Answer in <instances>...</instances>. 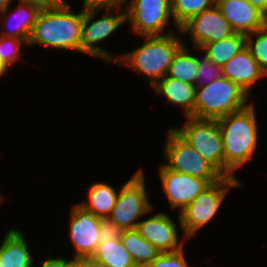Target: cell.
I'll use <instances>...</instances> for the list:
<instances>
[{
    "instance_id": "6da1fadb",
    "label": "cell",
    "mask_w": 267,
    "mask_h": 267,
    "mask_svg": "<svg viewBox=\"0 0 267 267\" xmlns=\"http://www.w3.org/2000/svg\"><path fill=\"white\" fill-rule=\"evenodd\" d=\"M253 102L245 109L217 120L223 140L224 177L237 178L235 172L254 160L260 131Z\"/></svg>"
},
{
    "instance_id": "7a4b0ae2",
    "label": "cell",
    "mask_w": 267,
    "mask_h": 267,
    "mask_svg": "<svg viewBox=\"0 0 267 267\" xmlns=\"http://www.w3.org/2000/svg\"><path fill=\"white\" fill-rule=\"evenodd\" d=\"M68 0L44 6L33 27L28 46L41 45L51 50L81 53L83 8L77 13Z\"/></svg>"
},
{
    "instance_id": "3957f363",
    "label": "cell",
    "mask_w": 267,
    "mask_h": 267,
    "mask_svg": "<svg viewBox=\"0 0 267 267\" xmlns=\"http://www.w3.org/2000/svg\"><path fill=\"white\" fill-rule=\"evenodd\" d=\"M180 35V36H179ZM140 46L117 54L118 67L129 68L152 87L167 75L177 51L184 45L180 30L167 35L139 36Z\"/></svg>"
},
{
    "instance_id": "277c9868",
    "label": "cell",
    "mask_w": 267,
    "mask_h": 267,
    "mask_svg": "<svg viewBox=\"0 0 267 267\" xmlns=\"http://www.w3.org/2000/svg\"><path fill=\"white\" fill-rule=\"evenodd\" d=\"M252 101L236 83L222 76L196 87L195 118L218 120L245 109Z\"/></svg>"
},
{
    "instance_id": "5b68a950",
    "label": "cell",
    "mask_w": 267,
    "mask_h": 267,
    "mask_svg": "<svg viewBox=\"0 0 267 267\" xmlns=\"http://www.w3.org/2000/svg\"><path fill=\"white\" fill-rule=\"evenodd\" d=\"M239 178L223 177L201 192L179 215L183 236L187 239L199 233L214 220L232 188H240Z\"/></svg>"
},
{
    "instance_id": "8992f818",
    "label": "cell",
    "mask_w": 267,
    "mask_h": 267,
    "mask_svg": "<svg viewBox=\"0 0 267 267\" xmlns=\"http://www.w3.org/2000/svg\"><path fill=\"white\" fill-rule=\"evenodd\" d=\"M100 12L102 14L99 18L97 15ZM124 23H126L125 7L83 9L81 53L90 55L94 59H100L105 63H116L117 55H113L105 47L98 44L105 43Z\"/></svg>"
},
{
    "instance_id": "52a82bcc",
    "label": "cell",
    "mask_w": 267,
    "mask_h": 267,
    "mask_svg": "<svg viewBox=\"0 0 267 267\" xmlns=\"http://www.w3.org/2000/svg\"><path fill=\"white\" fill-rule=\"evenodd\" d=\"M145 177V171L139 168L120 188L116 204L108 218L122 230L136 229L143 217L154 212Z\"/></svg>"
},
{
    "instance_id": "ba28073f",
    "label": "cell",
    "mask_w": 267,
    "mask_h": 267,
    "mask_svg": "<svg viewBox=\"0 0 267 267\" xmlns=\"http://www.w3.org/2000/svg\"><path fill=\"white\" fill-rule=\"evenodd\" d=\"M125 12L129 32L136 37L167 35L180 29L172 16L171 0H126ZM170 24L173 27L167 29Z\"/></svg>"
},
{
    "instance_id": "9c48e42d",
    "label": "cell",
    "mask_w": 267,
    "mask_h": 267,
    "mask_svg": "<svg viewBox=\"0 0 267 267\" xmlns=\"http://www.w3.org/2000/svg\"><path fill=\"white\" fill-rule=\"evenodd\" d=\"M163 148V164L173 171L208 180L211 184L224 176L205 160L174 129H167Z\"/></svg>"
},
{
    "instance_id": "30bf717a",
    "label": "cell",
    "mask_w": 267,
    "mask_h": 267,
    "mask_svg": "<svg viewBox=\"0 0 267 267\" xmlns=\"http://www.w3.org/2000/svg\"><path fill=\"white\" fill-rule=\"evenodd\" d=\"M173 129L224 176L223 140L217 120L184 117Z\"/></svg>"
},
{
    "instance_id": "8fae6325",
    "label": "cell",
    "mask_w": 267,
    "mask_h": 267,
    "mask_svg": "<svg viewBox=\"0 0 267 267\" xmlns=\"http://www.w3.org/2000/svg\"><path fill=\"white\" fill-rule=\"evenodd\" d=\"M157 170L168 205L177 214L211 185L208 180L168 169L163 163Z\"/></svg>"
},
{
    "instance_id": "7c38bea8",
    "label": "cell",
    "mask_w": 267,
    "mask_h": 267,
    "mask_svg": "<svg viewBox=\"0 0 267 267\" xmlns=\"http://www.w3.org/2000/svg\"><path fill=\"white\" fill-rule=\"evenodd\" d=\"M145 217L139 221L136 229L144 239L148 240L161 253L178 251L185 247L186 241H190L186 237L180 239L178 229L179 227L182 229V225L179 214L177 215V223H175L176 220L172 218V215L170 216L166 212H157L151 217Z\"/></svg>"
},
{
    "instance_id": "4fadbf2b",
    "label": "cell",
    "mask_w": 267,
    "mask_h": 267,
    "mask_svg": "<svg viewBox=\"0 0 267 267\" xmlns=\"http://www.w3.org/2000/svg\"><path fill=\"white\" fill-rule=\"evenodd\" d=\"M70 243L72 244V258L92 257L100 243L101 218L84 210L77 203L72 205L69 212Z\"/></svg>"
},
{
    "instance_id": "5bb4252c",
    "label": "cell",
    "mask_w": 267,
    "mask_h": 267,
    "mask_svg": "<svg viewBox=\"0 0 267 267\" xmlns=\"http://www.w3.org/2000/svg\"><path fill=\"white\" fill-rule=\"evenodd\" d=\"M179 30L181 35H189L191 47L198 49L235 33L216 5L190 18Z\"/></svg>"
},
{
    "instance_id": "9a60e30c",
    "label": "cell",
    "mask_w": 267,
    "mask_h": 267,
    "mask_svg": "<svg viewBox=\"0 0 267 267\" xmlns=\"http://www.w3.org/2000/svg\"><path fill=\"white\" fill-rule=\"evenodd\" d=\"M18 2V5L15 4L16 7L11 5L0 11V35L29 41L43 6L33 1L19 0Z\"/></svg>"
},
{
    "instance_id": "2e32d148",
    "label": "cell",
    "mask_w": 267,
    "mask_h": 267,
    "mask_svg": "<svg viewBox=\"0 0 267 267\" xmlns=\"http://www.w3.org/2000/svg\"><path fill=\"white\" fill-rule=\"evenodd\" d=\"M215 5L235 33L247 35L267 24V18L248 0H216Z\"/></svg>"
},
{
    "instance_id": "e0dca14e",
    "label": "cell",
    "mask_w": 267,
    "mask_h": 267,
    "mask_svg": "<svg viewBox=\"0 0 267 267\" xmlns=\"http://www.w3.org/2000/svg\"><path fill=\"white\" fill-rule=\"evenodd\" d=\"M222 76L236 83L249 96L254 85L267 77L247 47L221 67Z\"/></svg>"
},
{
    "instance_id": "ac0fdd59",
    "label": "cell",
    "mask_w": 267,
    "mask_h": 267,
    "mask_svg": "<svg viewBox=\"0 0 267 267\" xmlns=\"http://www.w3.org/2000/svg\"><path fill=\"white\" fill-rule=\"evenodd\" d=\"M152 88L154 95H161L167 104L178 106L184 117L195 118L196 85L165 76L158 80Z\"/></svg>"
},
{
    "instance_id": "d6986e66",
    "label": "cell",
    "mask_w": 267,
    "mask_h": 267,
    "mask_svg": "<svg viewBox=\"0 0 267 267\" xmlns=\"http://www.w3.org/2000/svg\"><path fill=\"white\" fill-rule=\"evenodd\" d=\"M25 236L22 230L11 227L4 233L0 244L1 267H33L35 259Z\"/></svg>"
},
{
    "instance_id": "ffe728a7",
    "label": "cell",
    "mask_w": 267,
    "mask_h": 267,
    "mask_svg": "<svg viewBox=\"0 0 267 267\" xmlns=\"http://www.w3.org/2000/svg\"><path fill=\"white\" fill-rule=\"evenodd\" d=\"M87 190V200L77 202L84 210L93 213L99 218H108L116 204L120 189L102 180L92 182Z\"/></svg>"
},
{
    "instance_id": "44dd1931",
    "label": "cell",
    "mask_w": 267,
    "mask_h": 267,
    "mask_svg": "<svg viewBox=\"0 0 267 267\" xmlns=\"http://www.w3.org/2000/svg\"><path fill=\"white\" fill-rule=\"evenodd\" d=\"M246 47V35L234 33L231 36L213 43L202 45L199 49L194 48L205 54L213 63L218 66L225 65L233 56L238 54Z\"/></svg>"
},
{
    "instance_id": "7402d4cb",
    "label": "cell",
    "mask_w": 267,
    "mask_h": 267,
    "mask_svg": "<svg viewBox=\"0 0 267 267\" xmlns=\"http://www.w3.org/2000/svg\"><path fill=\"white\" fill-rule=\"evenodd\" d=\"M92 258L104 267H133L136 265L121 238L100 242Z\"/></svg>"
},
{
    "instance_id": "603a6c76",
    "label": "cell",
    "mask_w": 267,
    "mask_h": 267,
    "mask_svg": "<svg viewBox=\"0 0 267 267\" xmlns=\"http://www.w3.org/2000/svg\"><path fill=\"white\" fill-rule=\"evenodd\" d=\"M121 240L136 265L146 267L161 253L148 240L144 239L137 229L123 230Z\"/></svg>"
},
{
    "instance_id": "cb8c5ba5",
    "label": "cell",
    "mask_w": 267,
    "mask_h": 267,
    "mask_svg": "<svg viewBox=\"0 0 267 267\" xmlns=\"http://www.w3.org/2000/svg\"><path fill=\"white\" fill-rule=\"evenodd\" d=\"M190 47L191 45L184 41V45L175 54L166 76L195 85L197 62L195 53L193 52L192 54V52H190V50L194 51V47H192V49H190Z\"/></svg>"
},
{
    "instance_id": "d4e9b609",
    "label": "cell",
    "mask_w": 267,
    "mask_h": 267,
    "mask_svg": "<svg viewBox=\"0 0 267 267\" xmlns=\"http://www.w3.org/2000/svg\"><path fill=\"white\" fill-rule=\"evenodd\" d=\"M215 4L216 0H171L174 22L180 28L190 18L199 15Z\"/></svg>"
},
{
    "instance_id": "484cf974",
    "label": "cell",
    "mask_w": 267,
    "mask_h": 267,
    "mask_svg": "<svg viewBox=\"0 0 267 267\" xmlns=\"http://www.w3.org/2000/svg\"><path fill=\"white\" fill-rule=\"evenodd\" d=\"M24 47L29 49L28 40L0 35V61L9 71L12 70V65L22 61Z\"/></svg>"
},
{
    "instance_id": "4316f807",
    "label": "cell",
    "mask_w": 267,
    "mask_h": 267,
    "mask_svg": "<svg viewBox=\"0 0 267 267\" xmlns=\"http://www.w3.org/2000/svg\"><path fill=\"white\" fill-rule=\"evenodd\" d=\"M246 47L267 75V24L246 35Z\"/></svg>"
},
{
    "instance_id": "83f0119b",
    "label": "cell",
    "mask_w": 267,
    "mask_h": 267,
    "mask_svg": "<svg viewBox=\"0 0 267 267\" xmlns=\"http://www.w3.org/2000/svg\"><path fill=\"white\" fill-rule=\"evenodd\" d=\"M196 55L197 75L196 87L210 84L212 81L222 77L221 66L213 63L205 54ZM202 57V58H201Z\"/></svg>"
},
{
    "instance_id": "f1b7e54d",
    "label": "cell",
    "mask_w": 267,
    "mask_h": 267,
    "mask_svg": "<svg viewBox=\"0 0 267 267\" xmlns=\"http://www.w3.org/2000/svg\"><path fill=\"white\" fill-rule=\"evenodd\" d=\"M185 251L183 247L178 251L162 252L146 267H191Z\"/></svg>"
},
{
    "instance_id": "f546056e",
    "label": "cell",
    "mask_w": 267,
    "mask_h": 267,
    "mask_svg": "<svg viewBox=\"0 0 267 267\" xmlns=\"http://www.w3.org/2000/svg\"><path fill=\"white\" fill-rule=\"evenodd\" d=\"M123 230L109 218H101L100 242L121 238Z\"/></svg>"
},
{
    "instance_id": "4dcf8cb0",
    "label": "cell",
    "mask_w": 267,
    "mask_h": 267,
    "mask_svg": "<svg viewBox=\"0 0 267 267\" xmlns=\"http://www.w3.org/2000/svg\"><path fill=\"white\" fill-rule=\"evenodd\" d=\"M83 9H116L125 7L126 0H82Z\"/></svg>"
},
{
    "instance_id": "1f68e13d",
    "label": "cell",
    "mask_w": 267,
    "mask_h": 267,
    "mask_svg": "<svg viewBox=\"0 0 267 267\" xmlns=\"http://www.w3.org/2000/svg\"><path fill=\"white\" fill-rule=\"evenodd\" d=\"M48 256L47 259L45 260H42L44 262L40 263L38 266L37 264L35 265V262H36V259L34 260V263H33V267H70L71 266V261L72 259L71 258H68L67 257H63V256H59V257H54V256H51L47 253Z\"/></svg>"
},
{
    "instance_id": "d6a6232c",
    "label": "cell",
    "mask_w": 267,
    "mask_h": 267,
    "mask_svg": "<svg viewBox=\"0 0 267 267\" xmlns=\"http://www.w3.org/2000/svg\"><path fill=\"white\" fill-rule=\"evenodd\" d=\"M70 267H104L92 257H79L71 261Z\"/></svg>"
},
{
    "instance_id": "836d02e7",
    "label": "cell",
    "mask_w": 267,
    "mask_h": 267,
    "mask_svg": "<svg viewBox=\"0 0 267 267\" xmlns=\"http://www.w3.org/2000/svg\"><path fill=\"white\" fill-rule=\"evenodd\" d=\"M248 1L267 18V0Z\"/></svg>"
},
{
    "instance_id": "e575fe53",
    "label": "cell",
    "mask_w": 267,
    "mask_h": 267,
    "mask_svg": "<svg viewBox=\"0 0 267 267\" xmlns=\"http://www.w3.org/2000/svg\"><path fill=\"white\" fill-rule=\"evenodd\" d=\"M24 1H33L41 4L44 7V6H53L59 4L62 0H24Z\"/></svg>"
},
{
    "instance_id": "d590c367",
    "label": "cell",
    "mask_w": 267,
    "mask_h": 267,
    "mask_svg": "<svg viewBox=\"0 0 267 267\" xmlns=\"http://www.w3.org/2000/svg\"><path fill=\"white\" fill-rule=\"evenodd\" d=\"M13 1H16V0H0V11L5 10L11 5H13Z\"/></svg>"
},
{
    "instance_id": "8d00e7d4",
    "label": "cell",
    "mask_w": 267,
    "mask_h": 267,
    "mask_svg": "<svg viewBox=\"0 0 267 267\" xmlns=\"http://www.w3.org/2000/svg\"><path fill=\"white\" fill-rule=\"evenodd\" d=\"M10 71L2 64V62L0 61V80L2 79V77L5 75H7Z\"/></svg>"
},
{
    "instance_id": "74e56055",
    "label": "cell",
    "mask_w": 267,
    "mask_h": 267,
    "mask_svg": "<svg viewBox=\"0 0 267 267\" xmlns=\"http://www.w3.org/2000/svg\"><path fill=\"white\" fill-rule=\"evenodd\" d=\"M6 200L4 195L3 194H0V205H1V202L3 203V201Z\"/></svg>"
},
{
    "instance_id": "f35d334b",
    "label": "cell",
    "mask_w": 267,
    "mask_h": 267,
    "mask_svg": "<svg viewBox=\"0 0 267 267\" xmlns=\"http://www.w3.org/2000/svg\"><path fill=\"white\" fill-rule=\"evenodd\" d=\"M133 267H144V266H140V265H135V266H133Z\"/></svg>"
}]
</instances>
